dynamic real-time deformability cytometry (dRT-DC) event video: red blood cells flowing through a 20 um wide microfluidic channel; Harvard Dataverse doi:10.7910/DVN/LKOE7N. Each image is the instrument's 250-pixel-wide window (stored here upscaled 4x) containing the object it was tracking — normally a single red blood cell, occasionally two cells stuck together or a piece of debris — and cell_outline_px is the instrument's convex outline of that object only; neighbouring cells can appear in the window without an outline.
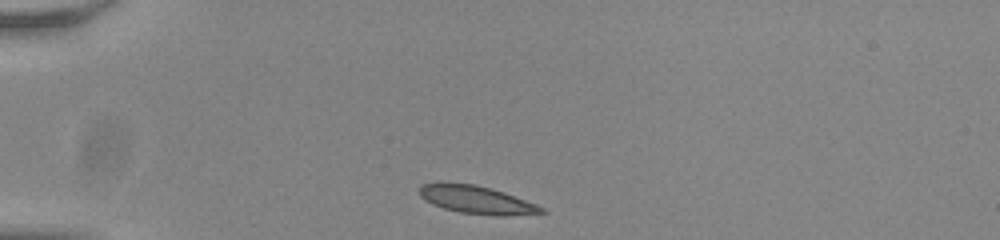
{"species": "common noctule bat (a hibernating species)", "species_latin": "Nyctalus noctula", "temperature_condition": "room temperature", "stored_images_in_passage": 36, "camera_frame_rate_fps": 3000, "um_per_image_px": 0.085, "animal": {"sex": "male", "body_mass_g": 20.0, "forearm_length_mm": 53.3}, "frame": {"image": 1, "passage_image": 1, "time_ms": 0.0, "image_size_px": [1000, 240], "cell_outline_px": [[548, 212], [504, 216], [496, 216], [460, 212], [444, 208], [432, 204], [424, 200], [416, 192], [420, 184], [440, 180], [476, 184], [504, 192], [536, 204], [544, 208]], "centroid_in_image_um": [40.4, 16.94], "position_along_channel_um": 44.6, "area_um2": 20.46}}
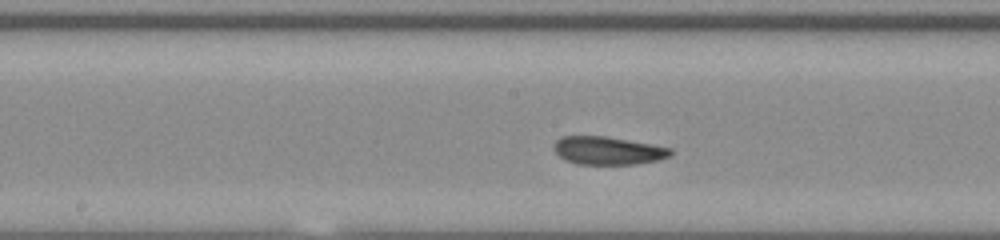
{"frame": {"image": 2, "passage_image": 16, "time_ms": 5.0, "image_size_px": [1000, 240], "cell_outline_px": [[672, 156], [656, 160], [636, 164], [576, 164], [564, 160], [552, 148], [552, 144], [560, 136], [604, 136], [652, 144], [672, 148]], "centroid_in_image_um": [51.64, 12.8], "position_along_channel_um": 196.6, "area_um2": 19.19}}
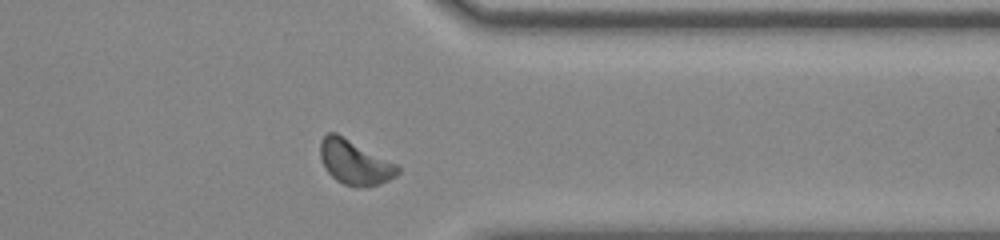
{"frame": {"image": 3, "passage_image": 31, "time_ms": 10.0, "image_size_px": [1000, 240], "cell_outline_px": [[400, 172], [396, 176], [380, 184], [368, 188], [356, 188], [344, 184], [336, 180], [324, 168], [320, 156], [320, 140], [328, 132], [336, 132], [396, 164], [400, 168]], "centroid_in_image_um": [30.14, 13.82], "position_along_channel_um": 381.3, "area_um2": 20.23}, "authors_computed_cell_mechanics": {"area_um2": 19.1896, "velocity_mm_per_s": 3.7645, "shape_relaxation_time_tau1_ms": 3.6288, "shape_relaxation_time_tau2_ms": 1.4337, "deformation_change_tau1": 0.1169, "deformation_change_tau2": 0.0686}}